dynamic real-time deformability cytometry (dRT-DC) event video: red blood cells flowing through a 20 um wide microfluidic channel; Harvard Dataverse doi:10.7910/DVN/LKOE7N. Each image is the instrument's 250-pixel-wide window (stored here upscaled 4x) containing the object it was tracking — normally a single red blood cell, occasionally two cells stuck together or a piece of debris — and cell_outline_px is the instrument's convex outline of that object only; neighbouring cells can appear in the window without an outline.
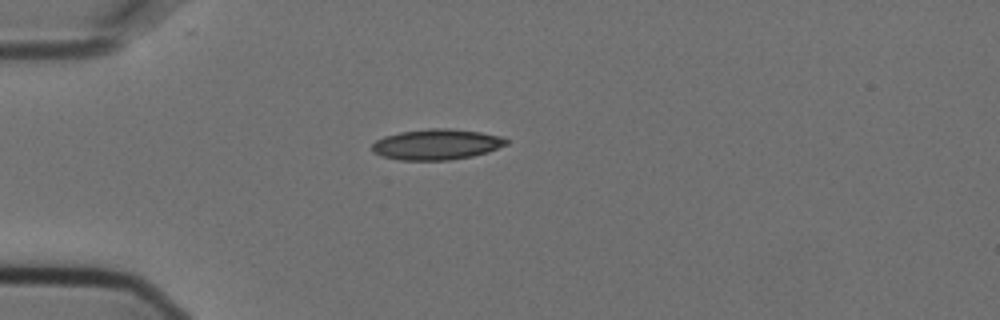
{"species": "Egyptian fruit bat (a non-hibernating species)", "species_latin": "Rousettus aegyptiacus", "temperature_condition": "cold", "stored_images_in_passage": 2, "camera_frame_rate_fps": 3000, "um_per_image_px": 0.085, "animal": {"sex": "female"}, "frame": {"image": 1, "passage_image": 1, "time_ms": 0.0, "image_size_px": [1000, 320], "cell_outline_px": [[508, 144], [488, 152], [472, 156], [448, 160], [400, 160], [384, 156], [372, 152], [372, 144], [376, 140], [384, 136], [400, 132], [428, 128], [448, 128], [480, 132], [500, 136], [508, 140]], "centroid_in_image_um": [37.11, 12.27], "position_along_channel_um": 47.9, "area_um2": 23.93}}